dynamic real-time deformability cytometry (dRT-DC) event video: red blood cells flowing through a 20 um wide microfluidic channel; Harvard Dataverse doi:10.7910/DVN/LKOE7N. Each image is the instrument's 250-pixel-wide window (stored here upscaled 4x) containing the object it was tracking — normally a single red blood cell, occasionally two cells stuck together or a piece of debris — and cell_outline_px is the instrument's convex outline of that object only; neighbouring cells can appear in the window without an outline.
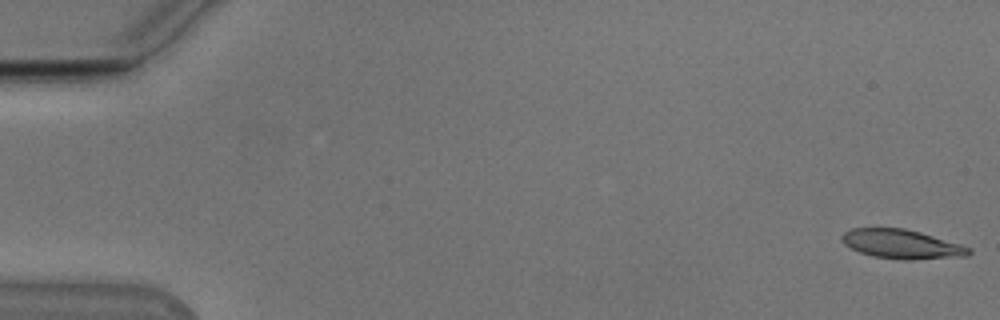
{"species": "Egyptian fruit bat (a non-hibernating species)", "species_latin": "Rousettus aegyptiacus", "temperature_condition": "cold", "stored_images_in_passage": 51, "camera_frame_rate_fps": 3000, "um_per_image_px": 0.085, "animal": {"sex": "male"}, "frame": {"image": 1, "passage_image": 1, "time_ms": 0.0, "image_size_px": [1000, 320], "cell_outline_px": [[972, 252], [968, 256], [912, 260], [904, 260], [872, 256], [860, 252], [844, 244], [840, 240], [840, 236], [844, 232], [852, 228], [904, 228], [920, 232], [960, 244], [972, 248]], "centroid_in_image_um": [76.65, 20.75], "position_along_channel_um": 8.4, "area_um2": 21.68}}
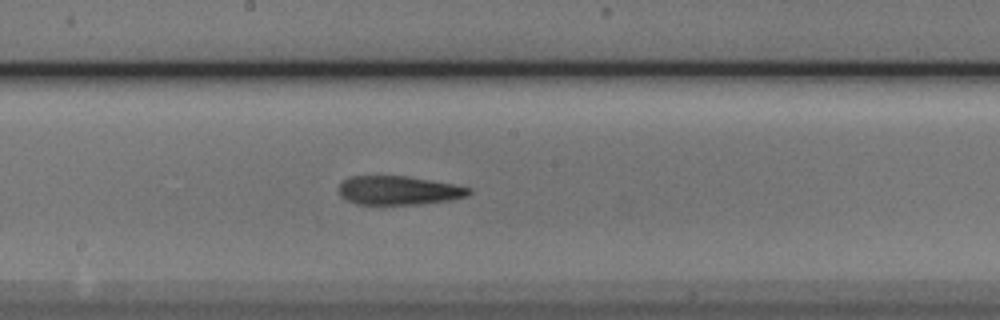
{"frame": {"image": 2, "passage_image": 29, "time_ms": 9.333, "image_size_px": [1000, 320], "cell_outline_px": [[472, 192], [468, 196], [452, 200], [420, 204], [356, 204], [340, 196], [340, 184], [348, 176], [408, 176], [452, 184], [472, 188]], "centroid_in_image_um": [33.92, 16.18], "position_along_channel_um": 214.3, "area_um2": 21.85}}
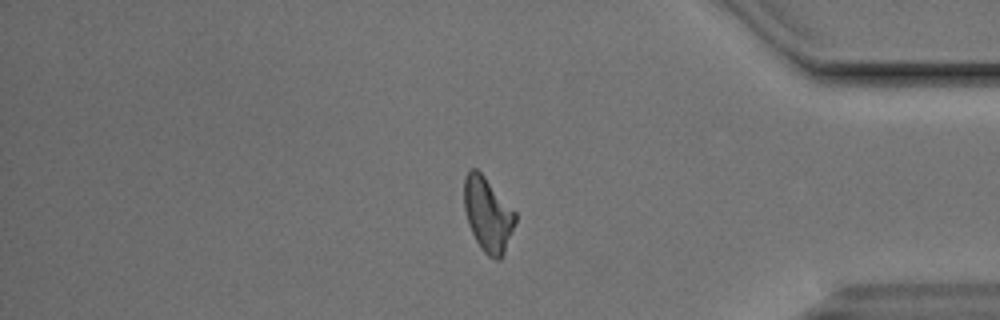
{"frame": {"image": 3, "passage_image": 45, "time_ms": 14.667, "image_size_px": [1000, 320], "cell_outline_px": [[516, 220], [504, 252], [500, 260], [496, 260], [488, 256], [480, 248], [468, 224], [464, 208], [464, 176], [472, 168], [476, 168], [484, 176], [516, 212]], "centroid_in_image_um": [41.45, 18.23], "position_along_channel_um": 393.8, "area_um2": 21.96}}